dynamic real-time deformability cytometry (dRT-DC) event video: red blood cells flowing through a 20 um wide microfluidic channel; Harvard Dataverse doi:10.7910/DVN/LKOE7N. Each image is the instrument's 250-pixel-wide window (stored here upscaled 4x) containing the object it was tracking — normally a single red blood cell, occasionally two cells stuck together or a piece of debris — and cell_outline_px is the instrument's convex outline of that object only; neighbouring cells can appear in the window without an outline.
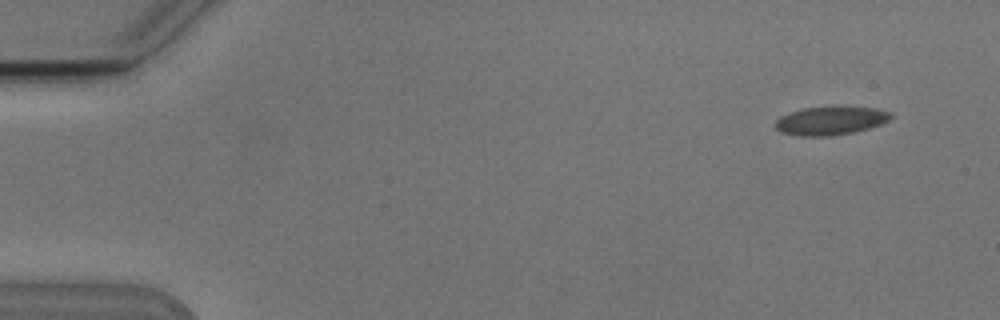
{"species": "Egyptian fruit bat (a non-hibernating species)", "species_latin": "Rousettus aegyptiacus", "temperature_condition": "cold", "stored_images_in_passage": 5, "camera_frame_rate_fps": 3000, "um_per_image_px": 0.085, "animal": {"sex": "male"}, "frame": {"image": 1, "passage_image": 1, "time_ms": 0.0, "image_size_px": [1000, 320], "cell_outline_px": [[892, 116], [888, 120], [880, 124], [868, 128], [852, 132], [828, 136], [800, 136], [780, 132], [776, 128], [776, 120], [780, 116], [804, 108], [840, 104], [876, 108], [892, 112]], "centroid_in_image_um": [70.62, 10.21], "position_along_channel_um": 14.4, "area_um2": 19.59}}